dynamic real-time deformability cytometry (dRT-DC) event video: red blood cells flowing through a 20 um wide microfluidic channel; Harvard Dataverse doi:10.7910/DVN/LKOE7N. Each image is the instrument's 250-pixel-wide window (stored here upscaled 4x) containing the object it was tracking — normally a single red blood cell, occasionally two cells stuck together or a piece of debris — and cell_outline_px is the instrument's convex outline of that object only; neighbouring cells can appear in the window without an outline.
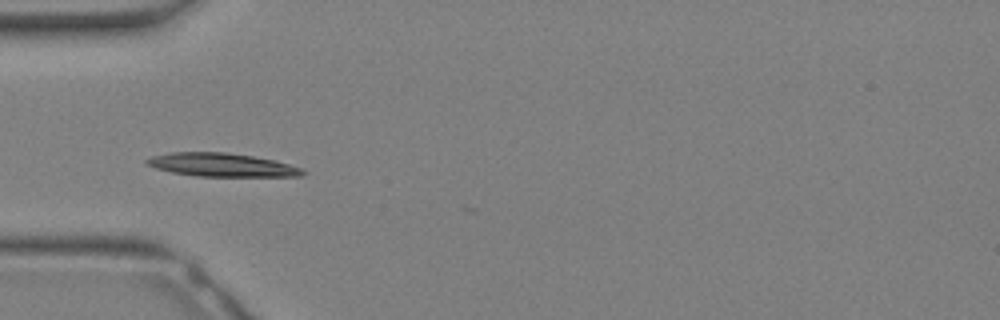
{"species": "Egyptian fruit bat (a non-hibernating species)", "species_latin": "Rousettus aegyptiacus", "temperature_condition": "warm", "stored_images_in_passage": 15, "camera_frame_rate_fps": 3000, "um_per_image_px": 0.085, "animal": {"sex": "female"}, "frame": {"image": 1, "passage_image": 10, "time_ms": 3.0, "image_size_px": [1000, 320], "cell_outline_px": [[308, 172], [304, 176], [196, 176], [172, 172], [156, 168], [144, 164], [144, 160], [152, 156], [172, 152], [228, 152], [252, 156], [272, 160], [288, 164], [300, 168]], "centroid_in_image_um": [18.82, 14.01], "position_along_channel_um": 66.2, "area_um2": 21.21}}
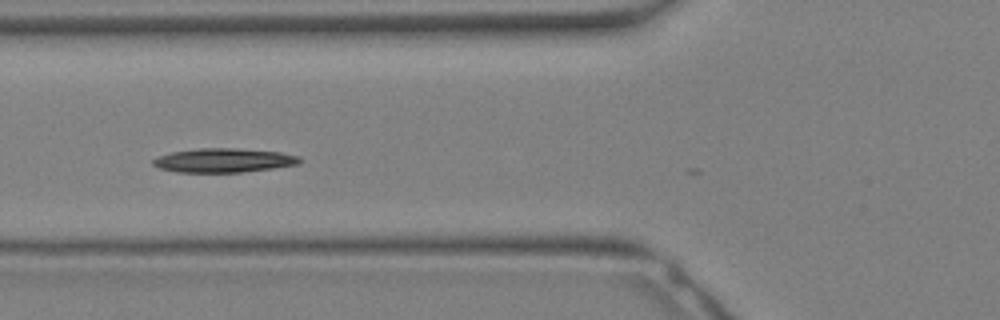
{"frame": {"image": 2, "passage_image": 12, "time_ms": 3.667, "image_size_px": [1000, 320], "cell_outline_px": [[300, 164], [272, 168], [240, 172], [176, 172], [160, 168], [152, 164], [152, 160], [160, 156], [172, 152], [200, 148], [236, 148], [280, 152], [300, 156]], "centroid_in_image_um": [19.03, 13.63], "position_along_channel_um": 106.8, "area_um2": 20.4}}
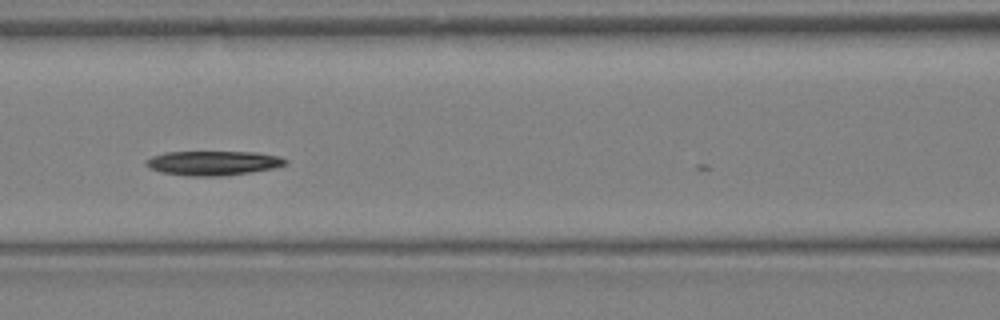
{"frame": {"image": 3, "passage_image": 14, "time_ms": 4.333, "image_size_px": [1000, 320], "cell_outline_px": [[288, 164], [276, 168], [220, 176], [188, 176], [160, 172], [148, 168], [144, 164], [144, 160], [152, 156], [164, 152], [256, 152], [280, 156], [288, 160]], "centroid_in_image_um": [18.1, 13.85], "position_along_channel_um": 148.5, "area_um2": 20.06}}